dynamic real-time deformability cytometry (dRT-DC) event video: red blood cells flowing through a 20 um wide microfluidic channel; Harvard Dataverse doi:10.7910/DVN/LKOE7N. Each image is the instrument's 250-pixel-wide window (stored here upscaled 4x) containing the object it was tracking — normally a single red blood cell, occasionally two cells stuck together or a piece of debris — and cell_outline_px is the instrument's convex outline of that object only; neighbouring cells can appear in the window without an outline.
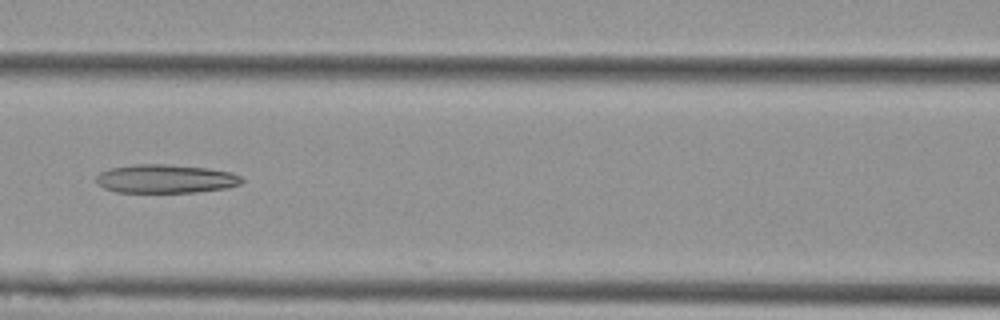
{"species": "Egyptian fruit bat (a non-hibernating species)", "species_latin": "Rousettus aegyptiacus", "temperature_condition": "cold", "stored_images_in_passage": 6, "camera_frame_rate_fps": 3000, "um_per_image_px": 0.085, "animal": {"sex": "female"}, "frame": {"image": 1, "passage_image": 6, "time_ms": 1.667, "image_size_px": [1000, 320], "cell_outline_px": [[244, 180], [240, 184], [228, 188], [196, 192], [116, 192], [104, 188], [96, 180], [96, 176], [100, 172], [112, 168], [136, 164], [164, 164], [208, 168], [232, 172], [240, 176]], "centroid_in_image_um": [14.11, 15.2], "position_along_channel_um": 152.5, "area_um2": 24.22}}